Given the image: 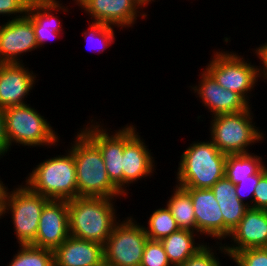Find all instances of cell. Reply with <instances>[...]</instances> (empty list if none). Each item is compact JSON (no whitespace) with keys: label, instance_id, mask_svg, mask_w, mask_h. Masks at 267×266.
I'll use <instances>...</instances> for the list:
<instances>
[{"label":"cell","instance_id":"1","mask_svg":"<svg viewBox=\"0 0 267 266\" xmlns=\"http://www.w3.org/2000/svg\"><path fill=\"white\" fill-rule=\"evenodd\" d=\"M115 199L76 197L68 200L70 235L104 246L119 221L113 202Z\"/></svg>","mask_w":267,"mask_h":266},{"label":"cell","instance_id":"2","mask_svg":"<svg viewBox=\"0 0 267 266\" xmlns=\"http://www.w3.org/2000/svg\"><path fill=\"white\" fill-rule=\"evenodd\" d=\"M71 143L78 197L117 198L125 195L111 182L100 149L81 131Z\"/></svg>","mask_w":267,"mask_h":266},{"label":"cell","instance_id":"3","mask_svg":"<svg viewBox=\"0 0 267 266\" xmlns=\"http://www.w3.org/2000/svg\"><path fill=\"white\" fill-rule=\"evenodd\" d=\"M227 155L209 140L192 142L181 154L176 180L182 188L210 189L225 176Z\"/></svg>","mask_w":267,"mask_h":266},{"label":"cell","instance_id":"4","mask_svg":"<svg viewBox=\"0 0 267 266\" xmlns=\"http://www.w3.org/2000/svg\"><path fill=\"white\" fill-rule=\"evenodd\" d=\"M67 150L64 155L45 159L36 165L25 178V185L48 199L71 200L78 197L76 165L71 149Z\"/></svg>","mask_w":267,"mask_h":266},{"label":"cell","instance_id":"5","mask_svg":"<svg viewBox=\"0 0 267 266\" xmlns=\"http://www.w3.org/2000/svg\"><path fill=\"white\" fill-rule=\"evenodd\" d=\"M8 144L51 148L58 145L60 137L44 116L30 104L3 109ZM57 143V144H56ZM20 144V145H19Z\"/></svg>","mask_w":267,"mask_h":266},{"label":"cell","instance_id":"6","mask_svg":"<svg viewBox=\"0 0 267 266\" xmlns=\"http://www.w3.org/2000/svg\"><path fill=\"white\" fill-rule=\"evenodd\" d=\"M251 107L240 113L211 117L210 140L222 153L226 155L250 153L249 148L253 144L263 141L264 133L255 126Z\"/></svg>","mask_w":267,"mask_h":266},{"label":"cell","instance_id":"7","mask_svg":"<svg viewBox=\"0 0 267 266\" xmlns=\"http://www.w3.org/2000/svg\"><path fill=\"white\" fill-rule=\"evenodd\" d=\"M23 184L12 191L6 188L0 211L1 218L11 212L17 243L31 245L36 239L42 210L50 199L34 193Z\"/></svg>","mask_w":267,"mask_h":266},{"label":"cell","instance_id":"8","mask_svg":"<svg viewBox=\"0 0 267 266\" xmlns=\"http://www.w3.org/2000/svg\"><path fill=\"white\" fill-rule=\"evenodd\" d=\"M205 70L223 88L240 94L249 104L251 91L259 79V66L234 51H214ZM250 92V93H249Z\"/></svg>","mask_w":267,"mask_h":266},{"label":"cell","instance_id":"9","mask_svg":"<svg viewBox=\"0 0 267 266\" xmlns=\"http://www.w3.org/2000/svg\"><path fill=\"white\" fill-rule=\"evenodd\" d=\"M132 216L115 224L104 245V260L112 266H140L148 240L144 225Z\"/></svg>","mask_w":267,"mask_h":266},{"label":"cell","instance_id":"10","mask_svg":"<svg viewBox=\"0 0 267 266\" xmlns=\"http://www.w3.org/2000/svg\"><path fill=\"white\" fill-rule=\"evenodd\" d=\"M93 120L84 125L87 127L81 131L100 149L109 179L123 193L124 126L110 134V130L103 128L101 121Z\"/></svg>","mask_w":267,"mask_h":266},{"label":"cell","instance_id":"11","mask_svg":"<svg viewBox=\"0 0 267 266\" xmlns=\"http://www.w3.org/2000/svg\"><path fill=\"white\" fill-rule=\"evenodd\" d=\"M136 126L126 125L124 127V152H123V194L128 196L127 188L130 184L151 177L154 173L155 161L152 153L141 139ZM144 141V142H143Z\"/></svg>","mask_w":267,"mask_h":266},{"label":"cell","instance_id":"12","mask_svg":"<svg viewBox=\"0 0 267 266\" xmlns=\"http://www.w3.org/2000/svg\"><path fill=\"white\" fill-rule=\"evenodd\" d=\"M75 4L91 16L89 19L93 22L121 29L134 26L140 15L147 17L144 11L140 12L144 7L139 0H76Z\"/></svg>","mask_w":267,"mask_h":266},{"label":"cell","instance_id":"13","mask_svg":"<svg viewBox=\"0 0 267 266\" xmlns=\"http://www.w3.org/2000/svg\"><path fill=\"white\" fill-rule=\"evenodd\" d=\"M38 48L31 17L9 19L0 26V63H23L21 55Z\"/></svg>","mask_w":267,"mask_h":266},{"label":"cell","instance_id":"14","mask_svg":"<svg viewBox=\"0 0 267 266\" xmlns=\"http://www.w3.org/2000/svg\"><path fill=\"white\" fill-rule=\"evenodd\" d=\"M227 239L232 244L221 242L216 250L228 257L248 248H267V210L249 207Z\"/></svg>","mask_w":267,"mask_h":266},{"label":"cell","instance_id":"15","mask_svg":"<svg viewBox=\"0 0 267 266\" xmlns=\"http://www.w3.org/2000/svg\"><path fill=\"white\" fill-rule=\"evenodd\" d=\"M69 235L68 200L50 199L42 210L36 239L31 245L54 251Z\"/></svg>","mask_w":267,"mask_h":266},{"label":"cell","instance_id":"16","mask_svg":"<svg viewBox=\"0 0 267 266\" xmlns=\"http://www.w3.org/2000/svg\"><path fill=\"white\" fill-rule=\"evenodd\" d=\"M200 81L190 86L197 97L202 101L203 106L211 112L212 116L220 114L240 113L247 110L249 103L238 93L225 89L204 69L200 73Z\"/></svg>","mask_w":267,"mask_h":266},{"label":"cell","instance_id":"17","mask_svg":"<svg viewBox=\"0 0 267 266\" xmlns=\"http://www.w3.org/2000/svg\"><path fill=\"white\" fill-rule=\"evenodd\" d=\"M25 63H0V108L27 104L29 92L37 80ZM26 102V103H25Z\"/></svg>","mask_w":267,"mask_h":266},{"label":"cell","instance_id":"18","mask_svg":"<svg viewBox=\"0 0 267 266\" xmlns=\"http://www.w3.org/2000/svg\"><path fill=\"white\" fill-rule=\"evenodd\" d=\"M192 199L199 236L223 240V215L211 189L184 188Z\"/></svg>","mask_w":267,"mask_h":266},{"label":"cell","instance_id":"19","mask_svg":"<svg viewBox=\"0 0 267 266\" xmlns=\"http://www.w3.org/2000/svg\"><path fill=\"white\" fill-rule=\"evenodd\" d=\"M57 0H32L28 7V15L33 22L34 33L38 48L42 47L56 38L59 39L60 34H63L62 21L55 16L53 12H68V6L62 5Z\"/></svg>","mask_w":267,"mask_h":266},{"label":"cell","instance_id":"20","mask_svg":"<svg viewBox=\"0 0 267 266\" xmlns=\"http://www.w3.org/2000/svg\"><path fill=\"white\" fill-rule=\"evenodd\" d=\"M54 266H96L104 260V246L69 235L54 251Z\"/></svg>","mask_w":267,"mask_h":266},{"label":"cell","instance_id":"21","mask_svg":"<svg viewBox=\"0 0 267 266\" xmlns=\"http://www.w3.org/2000/svg\"><path fill=\"white\" fill-rule=\"evenodd\" d=\"M210 189L223 215V240H225L239 224L249 206L236 196L235 185L226 176L219 179Z\"/></svg>","mask_w":267,"mask_h":266},{"label":"cell","instance_id":"22","mask_svg":"<svg viewBox=\"0 0 267 266\" xmlns=\"http://www.w3.org/2000/svg\"><path fill=\"white\" fill-rule=\"evenodd\" d=\"M195 236L200 237L195 232L179 229L160 240L172 266H181L191 255L205 245L204 242L196 243Z\"/></svg>","mask_w":267,"mask_h":266},{"label":"cell","instance_id":"23","mask_svg":"<svg viewBox=\"0 0 267 266\" xmlns=\"http://www.w3.org/2000/svg\"><path fill=\"white\" fill-rule=\"evenodd\" d=\"M166 205L176 220L177 226L182 230L198 233L196 218L190 194L182 187L176 185Z\"/></svg>","mask_w":267,"mask_h":266},{"label":"cell","instance_id":"24","mask_svg":"<svg viewBox=\"0 0 267 266\" xmlns=\"http://www.w3.org/2000/svg\"><path fill=\"white\" fill-rule=\"evenodd\" d=\"M264 158L255 153L227 155L225 176L233 184H237L247 177L256 174L264 165Z\"/></svg>","mask_w":267,"mask_h":266},{"label":"cell","instance_id":"25","mask_svg":"<svg viewBox=\"0 0 267 266\" xmlns=\"http://www.w3.org/2000/svg\"><path fill=\"white\" fill-rule=\"evenodd\" d=\"M147 224L149 226H144V228L148 239L151 240L160 241L179 230L176 220L172 216V213L167 205L165 206V208L163 206L162 208H158L153 211L149 217Z\"/></svg>","mask_w":267,"mask_h":266},{"label":"cell","instance_id":"26","mask_svg":"<svg viewBox=\"0 0 267 266\" xmlns=\"http://www.w3.org/2000/svg\"><path fill=\"white\" fill-rule=\"evenodd\" d=\"M19 247L8 266H54L52 250L32 245H19Z\"/></svg>","mask_w":267,"mask_h":266},{"label":"cell","instance_id":"27","mask_svg":"<svg viewBox=\"0 0 267 266\" xmlns=\"http://www.w3.org/2000/svg\"><path fill=\"white\" fill-rule=\"evenodd\" d=\"M114 26L105 25L99 22H90L87 31L82 34L86 38L87 45L98 53H103L115 41ZM89 48V47H88Z\"/></svg>","mask_w":267,"mask_h":266},{"label":"cell","instance_id":"28","mask_svg":"<svg viewBox=\"0 0 267 266\" xmlns=\"http://www.w3.org/2000/svg\"><path fill=\"white\" fill-rule=\"evenodd\" d=\"M140 266H172L159 240H147Z\"/></svg>","mask_w":267,"mask_h":266},{"label":"cell","instance_id":"29","mask_svg":"<svg viewBox=\"0 0 267 266\" xmlns=\"http://www.w3.org/2000/svg\"><path fill=\"white\" fill-rule=\"evenodd\" d=\"M237 266H267V248H248L231 257Z\"/></svg>","mask_w":267,"mask_h":266},{"label":"cell","instance_id":"30","mask_svg":"<svg viewBox=\"0 0 267 266\" xmlns=\"http://www.w3.org/2000/svg\"><path fill=\"white\" fill-rule=\"evenodd\" d=\"M267 171V165L265 164L256 174L247 177L245 180L235 184L236 196L241 202H245V197H250V201L245 202L249 207L253 208V197L255 194L256 186L259 178Z\"/></svg>","mask_w":267,"mask_h":266},{"label":"cell","instance_id":"31","mask_svg":"<svg viewBox=\"0 0 267 266\" xmlns=\"http://www.w3.org/2000/svg\"><path fill=\"white\" fill-rule=\"evenodd\" d=\"M209 246V243L207 246L206 242L202 248L191 255L181 266H221L219 258L215 256L217 255L216 250Z\"/></svg>","mask_w":267,"mask_h":266},{"label":"cell","instance_id":"32","mask_svg":"<svg viewBox=\"0 0 267 266\" xmlns=\"http://www.w3.org/2000/svg\"><path fill=\"white\" fill-rule=\"evenodd\" d=\"M31 2L32 0H0V16H7L12 19L25 17Z\"/></svg>","mask_w":267,"mask_h":266},{"label":"cell","instance_id":"33","mask_svg":"<svg viewBox=\"0 0 267 266\" xmlns=\"http://www.w3.org/2000/svg\"><path fill=\"white\" fill-rule=\"evenodd\" d=\"M253 208L267 210V171L259 178L253 197Z\"/></svg>","mask_w":267,"mask_h":266},{"label":"cell","instance_id":"34","mask_svg":"<svg viewBox=\"0 0 267 266\" xmlns=\"http://www.w3.org/2000/svg\"><path fill=\"white\" fill-rule=\"evenodd\" d=\"M255 52V53H254ZM254 54L257 55V57L260 59V62L262 63V67L259 66V78L263 77L264 80H267V42L265 44H262L259 47H256L253 51Z\"/></svg>","mask_w":267,"mask_h":266},{"label":"cell","instance_id":"35","mask_svg":"<svg viewBox=\"0 0 267 266\" xmlns=\"http://www.w3.org/2000/svg\"><path fill=\"white\" fill-rule=\"evenodd\" d=\"M10 149L5 130V119L3 109L0 108V159L6 155Z\"/></svg>","mask_w":267,"mask_h":266},{"label":"cell","instance_id":"36","mask_svg":"<svg viewBox=\"0 0 267 266\" xmlns=\"http://www.w3.org/2000/svg\"><path fill=\"white\" fill-rule=\"evenodd\" d=\"M6 186L3 184L2 180L0 179V209L2 205V201L4 199L5 191H6Z\"/></svg>","mask_w":267,"mask_h":266},{"label":"cell","instance_id":"37","mask_svg":"<svg viewBox=\"0 0 267 266\" xmlns=\"http://www.w3.org/2000/svg\"><path fill=\"white\" fill-rule=\"evenodd\" d=\"M154 1L155 2V0H139V2H140V4L143 6V7H145V6H147V5H149L150 3H152V2Z\"/></svg>","mask_w":267,"mask_h":266},{"label":"cell","instance_id":"38","mask_svg":"<svg viewBox=\"0 0 267 266\" xmlns=\"http://www.w3.org/2000/svg\"><path fill=\"white\" fill-rule=\"evenodd\" d=\"M96 266H112V265L110 263L106 262L105 260H103L100 264H98Z\"/></svg>","mask_w":267,"mask_h":266}]
</instances>
